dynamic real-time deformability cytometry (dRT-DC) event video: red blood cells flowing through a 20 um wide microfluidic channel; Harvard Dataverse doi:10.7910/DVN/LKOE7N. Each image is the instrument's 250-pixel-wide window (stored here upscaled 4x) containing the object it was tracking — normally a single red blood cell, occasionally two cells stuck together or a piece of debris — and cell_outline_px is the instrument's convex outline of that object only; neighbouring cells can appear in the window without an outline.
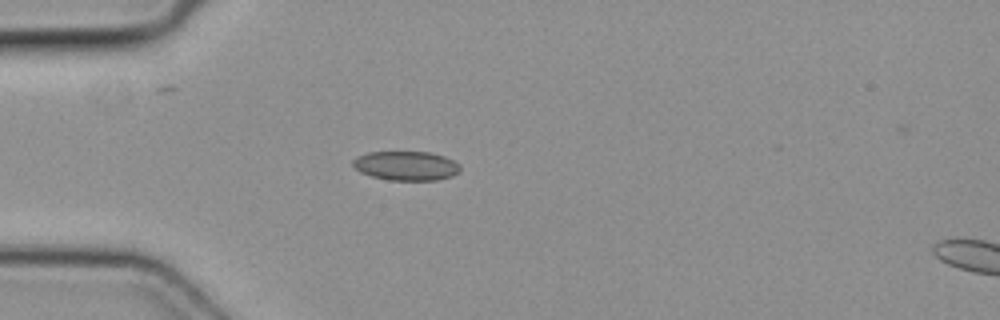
{"species": "common noctule bat (a hibernating species)", "species_latin": "Nyctalus noctula", "temperature_condition": "cold", "stored_images_in_passage": 4, "camera_frame_rate_fps": 3000, "um_per_image_px": 0.085, "animal": {"sex": "female", "body_mass_g": 19.3, "forearm_length_mm": 54.1}, "frame": {"image": 1, "passage_image": 3, "time_ms": 0.667, "image_size_px": [1000, 320], "cell_outline_px": [[460, 168], [452, 176], [436, 180], [388, 180], [372, 176], [360, 172], [352, 164], [352, 160], [356, 156], [368, 152], [428, 152], [444, 156], [460, 164]], "centroid_in_image_um": [34.49, 14.08], "position_along_channel_um": 50.5, "area_um2": 18.21}}